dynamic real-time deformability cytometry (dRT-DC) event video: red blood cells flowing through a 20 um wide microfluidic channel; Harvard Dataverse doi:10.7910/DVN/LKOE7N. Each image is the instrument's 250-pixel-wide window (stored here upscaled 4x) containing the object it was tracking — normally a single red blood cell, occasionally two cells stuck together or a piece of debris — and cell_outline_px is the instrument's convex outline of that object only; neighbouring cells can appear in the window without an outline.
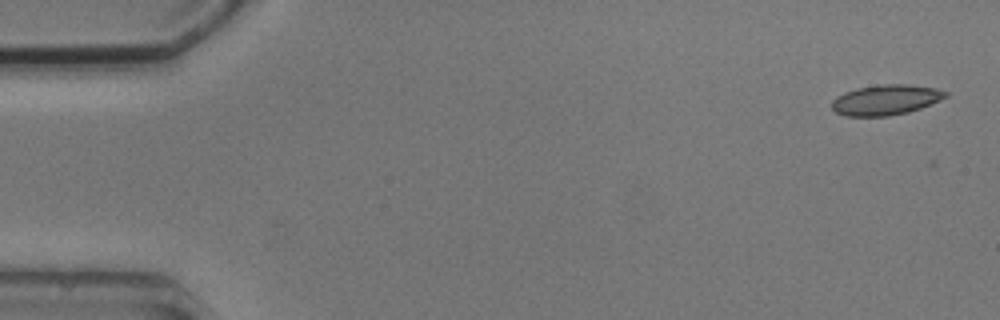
{"species": "common noctule bat (a hibernating species)", "species_latin": "Nyctalus noctula", "temperature_condition": "cold", "stored_images_in_passage": 4, "camera_frame_rate_fps": 3000, "um_per_image_px": 0.085, "animal": {"sex": "male", "body_mass_g": 20.5, "forearm_length_mm": 52.5}, "frame": {"image": 1, "passage_image": 1, "time_ms": 0.0, "image_size_px": [1000, 320], "cell_outline_px": [[948, 96], [940, 100], [920, 108], [908, 112], [888, 116], [844, 116], [836, 112], [832, 108], [832, 100], [836, 96], [844, 92], [856, 88], [880, 84], [908, 84], [936, 88], [948, 92]], "centroid_in_image_um": [75.28, 8.48], "position_along_channel_um": 9.7, "area_um2": 20.17}}
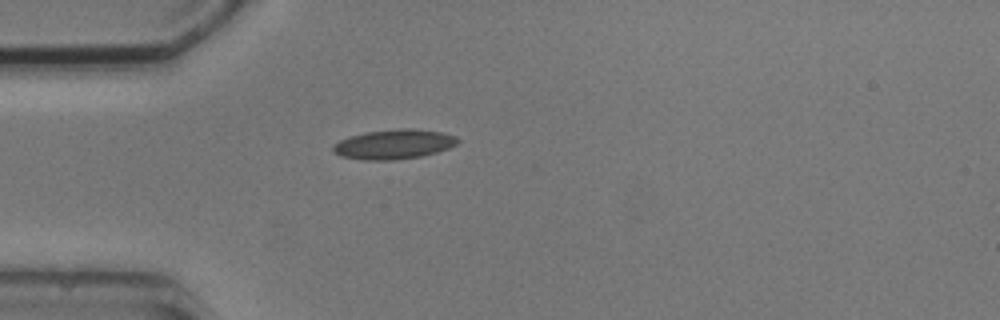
{"frame": {"image": 2, "passage_image": 4, "time_ms": 4.333, "image_size_px": [1000, 320], "cell_outline_px": [[460, 140], [456, 144], [448, 148], [436, 152], [420, 156], [392, 160], [368, 160], [340, 156], [332, 152], [332, 144], [340, 140], [364, 132], [400, 128], [412, 128], [440, 132], [456, 136]], "centroid_in_image_um": [33.45, 12.25], "position_along_channel_um": 51.5, "area_um2": 21.44}}